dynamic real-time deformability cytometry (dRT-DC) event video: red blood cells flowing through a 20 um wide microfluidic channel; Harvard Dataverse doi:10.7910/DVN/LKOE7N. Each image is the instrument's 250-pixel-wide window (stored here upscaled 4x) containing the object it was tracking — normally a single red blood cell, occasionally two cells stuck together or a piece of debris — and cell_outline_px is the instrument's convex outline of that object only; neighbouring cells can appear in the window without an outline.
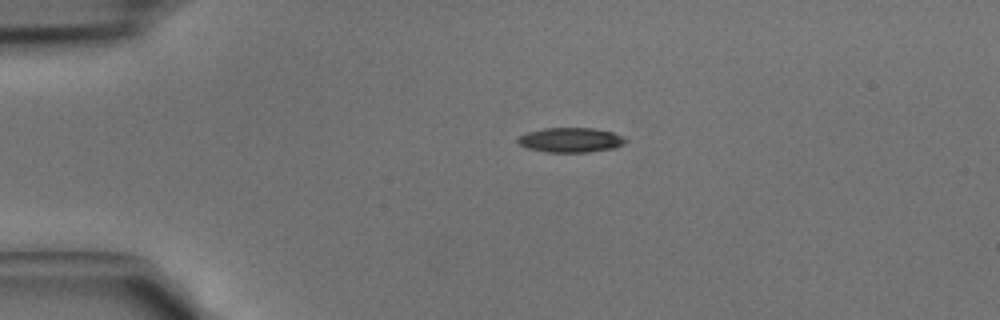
{"species": "common noctule bat (a hibernating species)", "species_latin": "Nyctalus noctula", "temperature_condition": "cold", "stored_images_in_passage": 4, "camera_frame_rate_fps": 3000, "um_per_image_px": 0.085, "animal": {"sex": "male", "body_mass_g": 15.6}, "frame": {"image": 1, "passage_image": 4, "time_ms": 1.0, "image_size_px": [1000, 320], "cell_outline_px": [[628, 140], [624, 144], [616, 148], [588, 152], [548, 152], [528, 148], [520, 144], [516, 140], [520, 136], [528, 132], [544, 128], [592, 128], [612, 132]], "centroid_in_image_um": [48.53, 11.9], "position_along_channel_um": 36.5, "area_um2": 15.37}}